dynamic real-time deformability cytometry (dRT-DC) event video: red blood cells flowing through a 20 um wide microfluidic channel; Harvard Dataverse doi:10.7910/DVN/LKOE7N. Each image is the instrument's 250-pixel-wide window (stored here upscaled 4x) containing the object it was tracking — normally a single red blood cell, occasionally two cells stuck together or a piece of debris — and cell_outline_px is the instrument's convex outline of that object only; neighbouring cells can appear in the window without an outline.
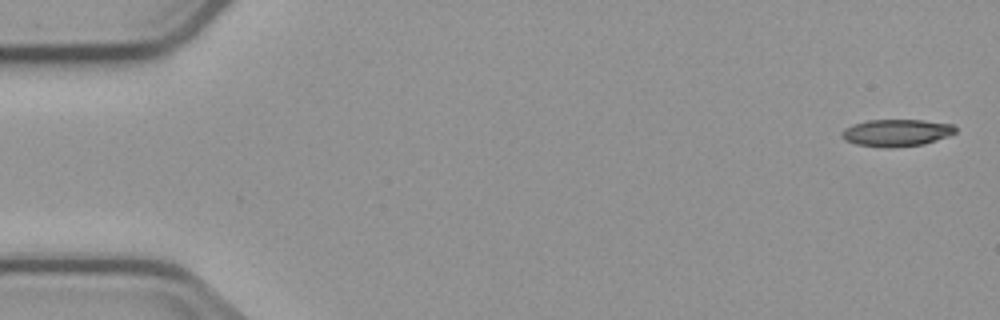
{"species": "common noctule bat (a hibernating species)", "species_latin": "Nyctalus noctula", "temperature_condition": "cold", "stored_images_in_passage": 4, "camera_frame_rate_fps": 3000, "um_per_image_px": 0.085, "animal": {"sex": "male", "body_mass_g": 23.1, "forearm_length_mm": 52.7}, "frame": {"image": 1, "passage_image": 1, "time_ms": 0.0, "image_size_px": [1000, 320], "cell_outline_px": [[956, 132], [948, 136], [924, 144], [892, 148], [880, 148], [856, 144], [844, 140], [840, 136], [840, 132], [844, 128], [852, 124], [868, 120], [924, 120], [952, 124], [956, 128]], "centroid_in_image_um": [76.15, 11.29], "position_along_channel_um": 8.8, "area_um2": 18.21}}